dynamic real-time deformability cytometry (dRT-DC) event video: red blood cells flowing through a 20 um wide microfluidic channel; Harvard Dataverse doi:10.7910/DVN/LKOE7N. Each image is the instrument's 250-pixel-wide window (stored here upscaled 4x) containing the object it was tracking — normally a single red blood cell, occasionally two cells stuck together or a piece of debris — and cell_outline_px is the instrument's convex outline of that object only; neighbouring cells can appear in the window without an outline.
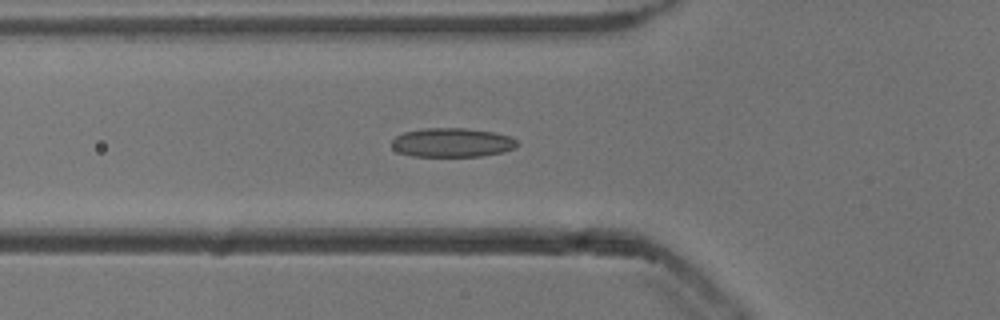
{"species": "common noctule bat (a hibernating species)", "species_latin": "Nyctalus noctula", "temperature_condition": "cold", "stored_images_in_passage": 32, "camera_frame_rate_fps": 3000, "um_per_image_px": 0.085, "animal": {"sex": "male", "body_mass_g": 13.3}, "frame": {"image": 1, "passage_image": 2, "time_ms": 0.333, "image_size_px": [1000, 320], "cell_outline_px": [[516, 148], [504, 152], [480, 156], [412, 156], [400, 152], [392, 148], [392, 140], [396, 136], [404, 132], [424, 128], [468, 128], [496, 132], [508, 136], [516, 140]], "centroid_in_image_um": [38.44, 12.11], "position_along_channel_um": 87.4, "area_um2": 21.27}}
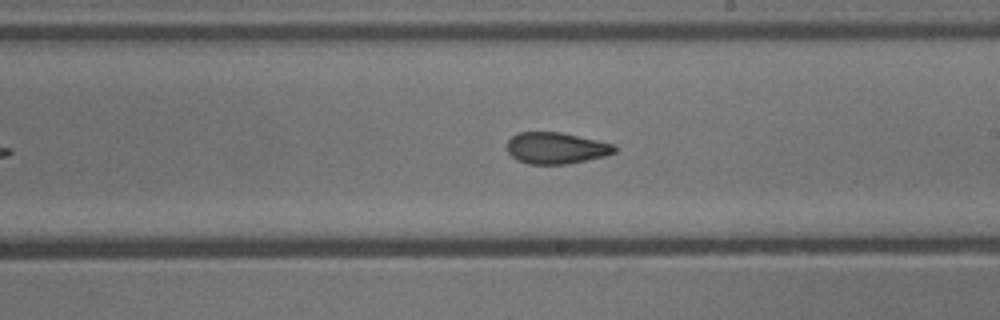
{"frame": {"image": 2, "passage_image": 14, "time_ms": 4.333, "image_size_px": [1000, 320], "cell_outline_px": [[616, 152], [604, 156], [568, 164], [528, 164], [516, 160], [508, 152], [508, 140], [512, 136], [520, 132], [560, 132], [616, 144]], "centroid_in_image_um": [47.28, 12.59], "position_along_channel_um": 241.7, "area_um2": 19.71}}
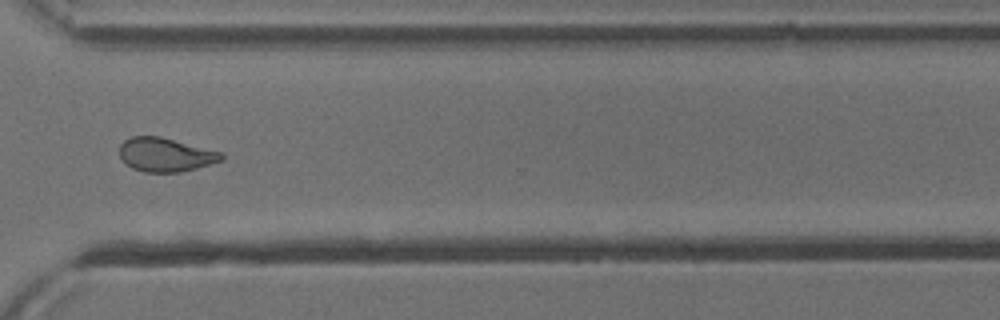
{"frame": {"image": 3, "passage_image": 23, "time_ms": 7.333, "image_size_px": [1000, 320], "cell_outline_px": [[224, 160], [196, 168], [180, 172], [144, 172], [132, 168], [120, 156], [120, 144], [124, 140], [132, 136], [160, 136], [224, 152]], "centroid_in_image_um": [14.11, 13.14], "position_along_channel_um": 356.5, "area_um2": 20.17}}